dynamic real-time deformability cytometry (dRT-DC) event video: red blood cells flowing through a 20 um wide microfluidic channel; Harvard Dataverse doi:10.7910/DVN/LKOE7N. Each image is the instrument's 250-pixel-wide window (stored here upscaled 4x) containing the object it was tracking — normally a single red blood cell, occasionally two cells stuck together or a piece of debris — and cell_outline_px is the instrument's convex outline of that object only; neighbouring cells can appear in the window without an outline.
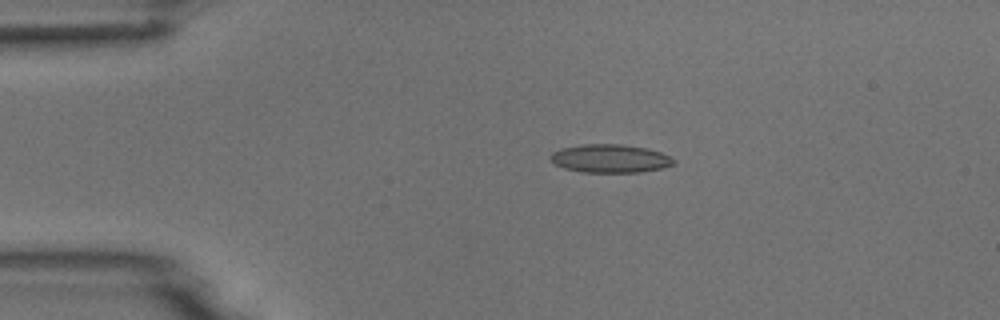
{"species": "common noctule bat (a hibernating species)", "species_latin": "Nyctalus noctula", "temperature_condition": "room temperature", "stored_images_in_passage": 6, "camera_frame_rate_fps": 3000, "um_per_image_px": 0.085, "animal": {"sex": "male", "body_mass_g": 18.8}, "frame": {"image": 1, "passage_image": 3, "time_ms": 0.667, "image_size_px": [1000, 320], "cell_outline_px": [[676, 164], [664, 168], [640, 172], [580, 172], [564, 168], [556, 164], [548, 156], [552, 152], [560, 148], [580, 144], [624, 144], [648, 148], [672, 156], [676, 160]], "centroid_in_image_um": [51.9, 13.46], "position_along_channel_um": 33.1, "area_um2": 20.69}}
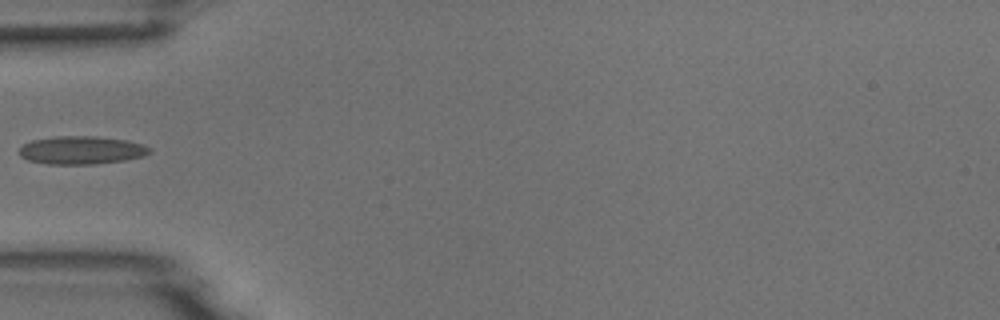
{"frame": {"image": 2, "passage_image": 5, "time_ms": 1.333, "image_size_px": [1000, 320], "cell_outline_px": [[152, 152], [144, 156], [124, 160], [92, 164], [48, 164], [28, 160], [20, 156], [20, 148], [24, 144], [32, 140], [56, 136], [96, 136], [128, 140], [152, 148]], "centroid_in_image_um": [6.94, 12.76], "position_along_channel_um": 78.1, "area_um2": 21.33}}